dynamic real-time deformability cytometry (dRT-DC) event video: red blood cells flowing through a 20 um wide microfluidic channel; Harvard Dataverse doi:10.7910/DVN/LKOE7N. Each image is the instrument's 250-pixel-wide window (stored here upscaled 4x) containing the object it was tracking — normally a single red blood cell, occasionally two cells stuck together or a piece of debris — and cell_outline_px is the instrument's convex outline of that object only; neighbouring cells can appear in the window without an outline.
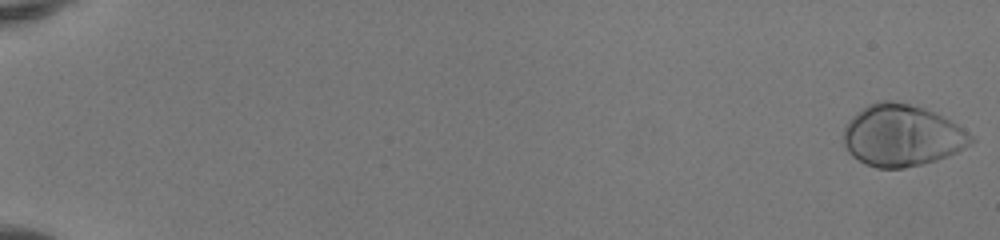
{"species": "human", "species_latin": "Homo sapiens", "temperature_condition": "room temperature", "stored_images_in_passage": 52, "camera_frame_rate_fps": 3000, "um_per_image_px": 0.085, "donor": {"sex": "female"}, "frame": {"image": 1, "passage_image": 1, "time_ms": 0.0, "image_size_px": [1000, 240], "cell_outline_px": [[976, 140], [956, 152], [948, 156], [936, 160], [904, 168], [876, 168], [864, 164], [852, 156], [848, 152], [844, 144], [844, 128], [852, 116], [856, 112], [868, 104], [880, 100], [892, 100], [924, 108], [956, 124], [972, 136]], "centroid_in_image_um": [76.62, 11.52], "position_along_channel_um": 8.4, "area_um2": 45.49}}
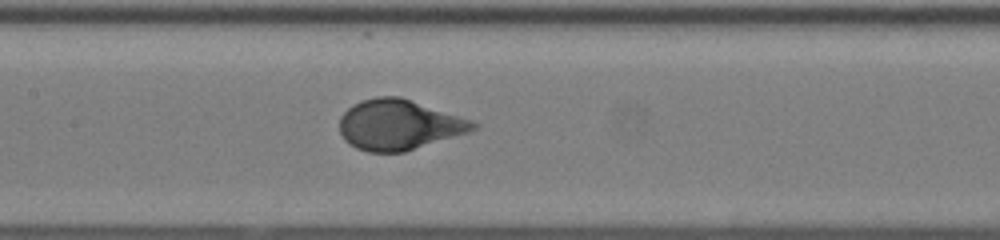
{"frame": {"image": 2, "passage_image": 28, "time_ms": 9.0, "image_size_px": [1000, 240], "cell_outline_px": [[480, 124], [476, 128], [468, 132], [404, 152], [368, 152], [356, 148], [344, 140], [340, 132], [340, 116], [352, 104], [360, 100], [376, 96], [400, 96], [472, 120]], "centroid_in_image_um": [33.88, 10.6], "position_along_channel_um": 173.5, "area_um2": 39.13}}
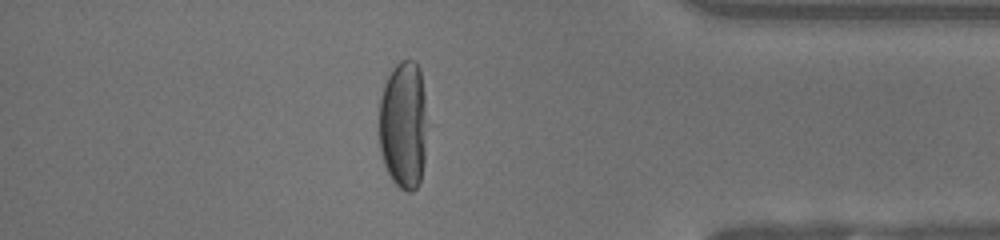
{"frame": {"image": 3, "passage_image": 46, "time_ms": 15.0, "image_size_px": [1000, 240], "cell_outline_px": [[424, 164], [420, 184], [412, 192], [408, 192], [400, 188], [392, 180], [384, 164], [380, 152], [380, 100], [384, 84], [392, 68], [400, 60], [416, 60], [420, 68], [424, 96]], "centroid_in_image_um": [34.28, 10.62], "position_along_channel_um": 400.9, "area_um2": 35.66}}